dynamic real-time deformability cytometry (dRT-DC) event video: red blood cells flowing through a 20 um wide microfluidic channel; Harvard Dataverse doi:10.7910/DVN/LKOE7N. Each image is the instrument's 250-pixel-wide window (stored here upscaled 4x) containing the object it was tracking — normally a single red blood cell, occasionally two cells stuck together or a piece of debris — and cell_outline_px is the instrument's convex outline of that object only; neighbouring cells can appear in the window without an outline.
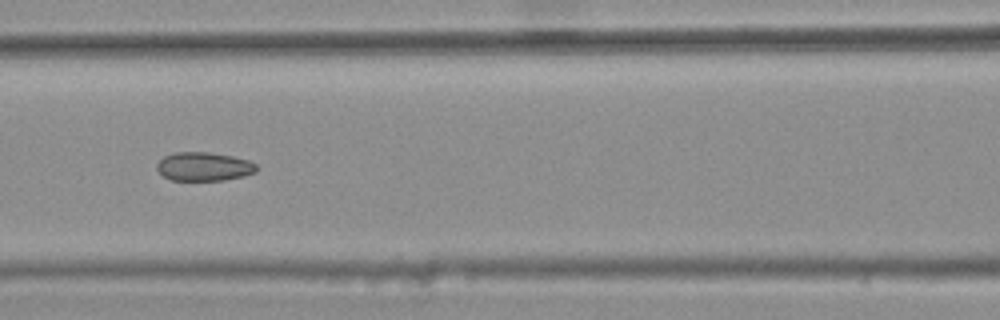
{"species": "common noctule bat (a hibernating species)", "species_latin": "Nyctalus noctula", "temperature_condition": "warm", "stored_images_in_passage": 9, "camera_frame_rate_fps": 3000, "um_per_image_px": 0.085, "animal": {"sex": "female", "body_mass_g": 25.1}, "frame": {"image": 1, "passage_image": 6, "time_ms": 1.667, "image_size_px": [1000, 320], "cell_outline_px": [[256, 172], [244, 176], [224, 180], [172, 180], [164, 176], [156, 168], [156, 164], [164, 156], [176, 152], [208, 152], [232, 156], [248, 160], [256, 164]], "centroid_in_image_um": [17.33, 14.15], "position_along_channel_um": 149.3, "area_um2": 16.59}}
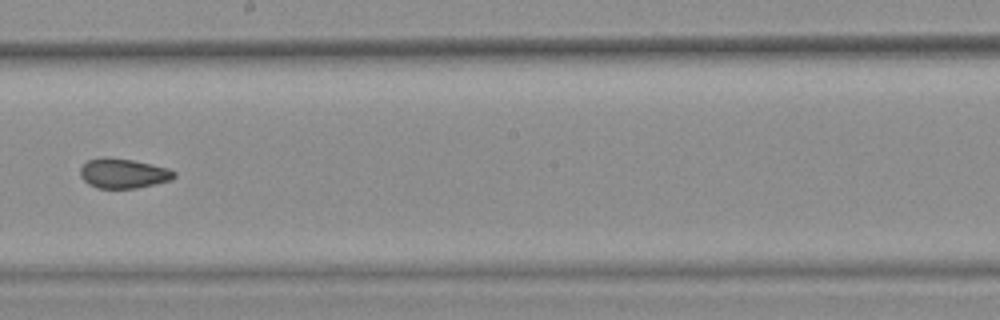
{"frame": {"image": 2, "passage_image": 8, "time_ms": 2.333, "image_size_px": [1000, 320], "cell_outline_px": [[176, 176], [172, 180], [136, 188], [96, 188], [88, 184], [80, 176], [80, 168], [88, 160], [100, 156], [108, 156], [132, 160], [152, 164], [168, 168], [176, 172]], "centroid_in_image_um": [10.47, 14.72], "position_along_channel_um": 237.7, "area_um2": 16.47}}
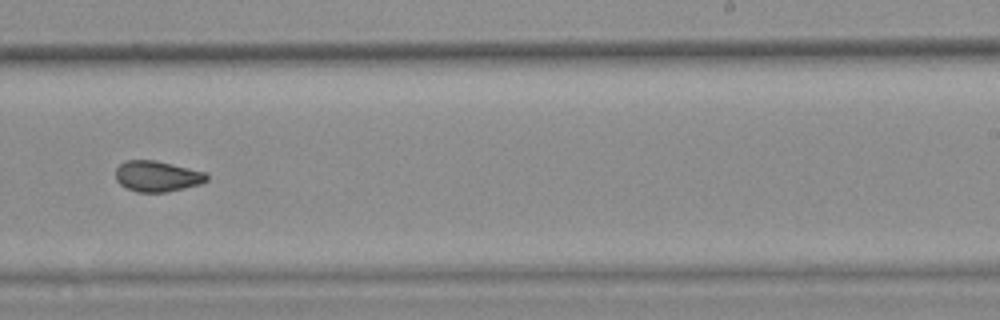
{"frame": {"image": 3, "passage_image": 9, "time_ms": 2.667, "image_size_px": [1000, 320], "cell_outline_px": [[208, 180], [200, 184], [184, 188], [164, 192], [136, 192], [120, 184], [116, 180], [116, 168], [120, 164], [128, 160], [156, 160], [204, 172], [208, 176]], "centroid_in_image_um": [13.35, 14.98], "position_along_channel_um": 275.7, "area_um2": 16.18}}